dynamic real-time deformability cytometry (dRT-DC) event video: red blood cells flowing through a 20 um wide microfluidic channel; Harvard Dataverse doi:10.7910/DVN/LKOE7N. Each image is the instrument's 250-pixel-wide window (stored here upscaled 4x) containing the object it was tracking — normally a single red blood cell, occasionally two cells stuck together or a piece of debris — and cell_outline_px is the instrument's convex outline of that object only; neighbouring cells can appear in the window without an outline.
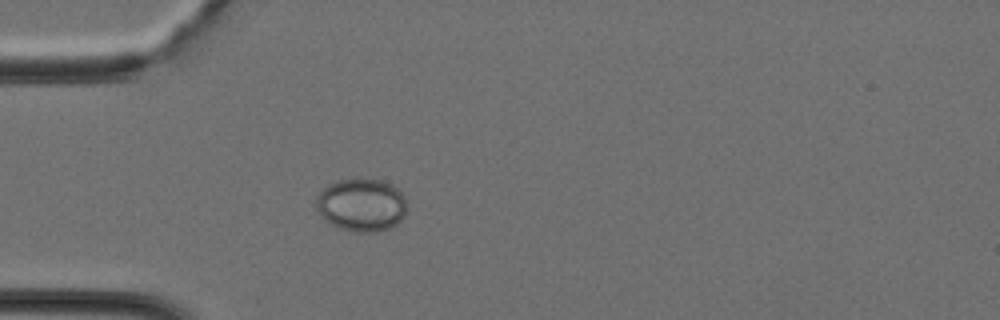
{"species": "Egyptian fruit bat (a non-hibernating species)", "species_latin": "Rousettus aegyptiacus", "temperature_condition": "cold", "stored_images_in_passage": 31, "camera_frame_rate_fps": 3000, "um_per_image_px": 0.085, "animal": {"sex": "female"}, "frame": {"image": 1, "passage_image": 4, "time_ms": 1.0, "image_size_px": [1000, 320], "cell_outline_px": [[404, 216], [396, 224], [380, 232], [356, 232], [340, 228], [332, 224], [320, 216], [316, 208], [316, 196], [328, 184], [336, 180], [360, 176], [384, 180], [392, 184], [404, 196]], "centroid_in_image_um": [30.69, 17.37], "position_along_channel_um": 54.3, "area_um2": 28.44}}
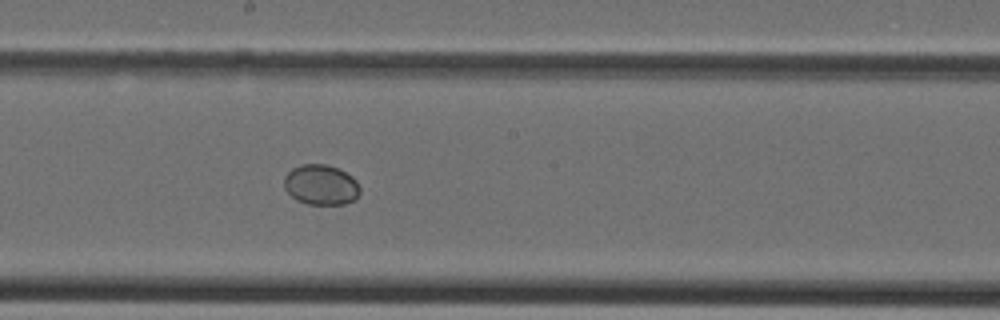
{"frame": {"image": 2, "passage_image": 14, "time_ms": 4.333, "image_size_px": [1000, 320], "cell_outline_px": [[360, 192], [356, 200], [344, 204], [308, 204], [296, 200], [284, 188], [284, 176], [292, 168], [300, 164], [324, 164], [336, 168], [352, 176], [356, 180], [360, 188]], "centroid_in_image_um": [27.28, 15.71], "position_along_channel_um": 220.9, "area_um2": 17.86}}
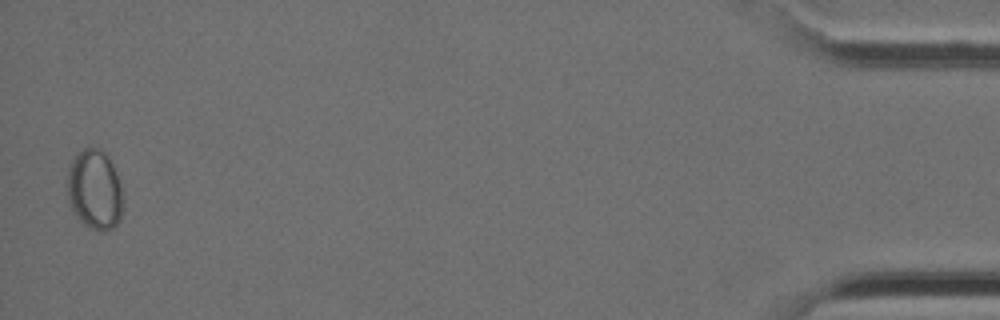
{"frame": {"image": 3, "passage_image": 31, "time_ms": 10.0, "image_size_px": [1000, 320], "cell_outline_px": [[124, 196], [120, 220], [112, 228], [104, 232], [88, 228], [76, 216], [68, 204], [68, 164], [84, 148], [100, 148], [108, 156], [116, 172]], "centroid_in_image_um": [8.06, 16.15], "position_along_channel_um": 427.1, "area_um2": 26.18}}